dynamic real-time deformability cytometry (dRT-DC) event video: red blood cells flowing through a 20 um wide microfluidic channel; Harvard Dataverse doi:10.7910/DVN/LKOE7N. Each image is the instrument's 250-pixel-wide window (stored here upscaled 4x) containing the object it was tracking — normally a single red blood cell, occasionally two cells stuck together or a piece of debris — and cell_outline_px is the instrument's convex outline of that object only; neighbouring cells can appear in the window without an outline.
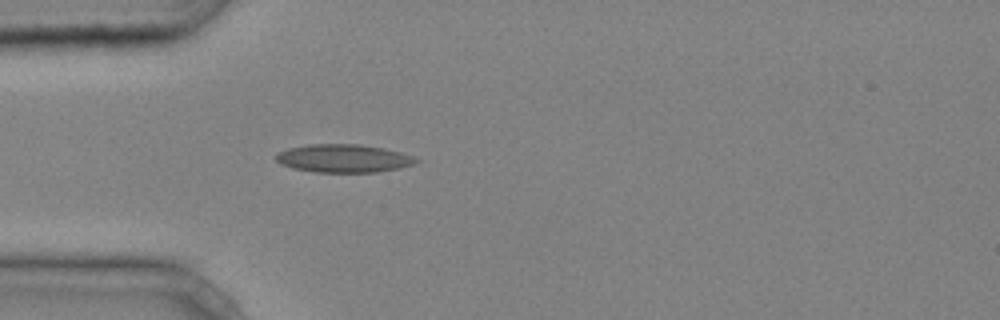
{"species": "common noctule bat (a hibernating species)", "species_latin": "Nyctalus noctula", "temperature_condition": "cold", "stored_images_in_passage": 22, "camera_frame_rate_fps": 3000, "um_per_image_px": 0.085, "animal": {"sex": "male", "body_mass_g": 20.4}, "frame": {"image": 1, "passage_image": 2, "time_ms": 0.333, "image_size_px": [1000, 320], "cell_outline_px": [[420, 160], [416, 164], [400, 168], [376, 172], [316, 172], [292, 168], [280, 164], [276, 160], [276, 152], [288, 148], [308, 144], [360, 144], [384, 148], [400, 152], [412, 156]], "centroid_in_image_um": [29.19, 13.46], "position_along_channel_um": 55.8, "area_um2": 23.12}}
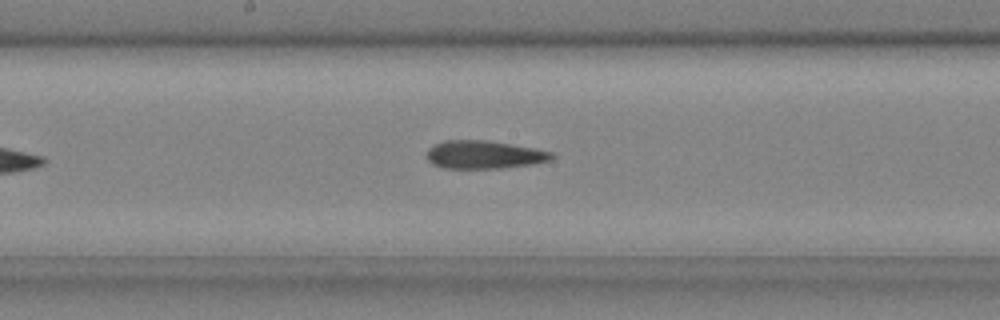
{"frame": {"image": 2, "passage_image": 13, "time_ms": 4.0, "image_size_px": [1000, 320], "cell_outline_px": [[556, 156], [552, 160], [532, 164], [504, 168], [444, 168], [432, 164], [428, 160], [428, 148], [444, 140], [488, 140], [536, 148], [556, 152]], "centroid_in_image_um": [41.22, 13.14], "position_along_channel_um": 207.0, "area_um2": 20.69}}
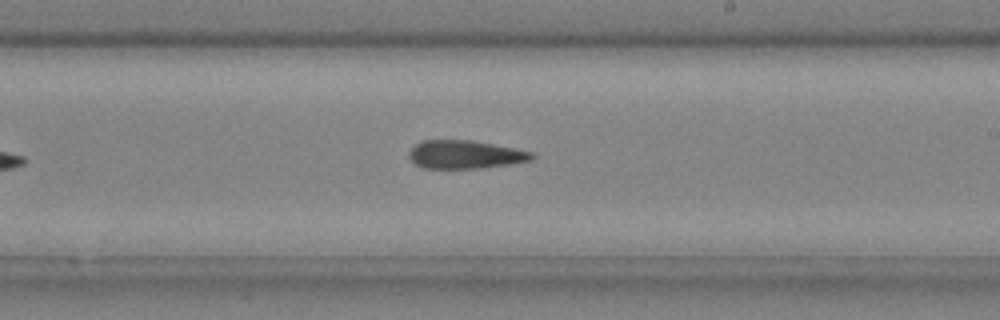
{"frame": {"image": 3, "passage_image": 16, "time_ms": 5.0, "image_size_px": [1000, 320], "cell_outline_px": [[536, 156], [532, 160], [484, 168], [424, 168], [416, 164], [408, 156], [408, 152], [420, 140], [472, 140], [532, 152]], "centroid_in_image_um": [39.52, 13.13], "position_along_channel_um": 249.5, "area_um2": 20.11}}